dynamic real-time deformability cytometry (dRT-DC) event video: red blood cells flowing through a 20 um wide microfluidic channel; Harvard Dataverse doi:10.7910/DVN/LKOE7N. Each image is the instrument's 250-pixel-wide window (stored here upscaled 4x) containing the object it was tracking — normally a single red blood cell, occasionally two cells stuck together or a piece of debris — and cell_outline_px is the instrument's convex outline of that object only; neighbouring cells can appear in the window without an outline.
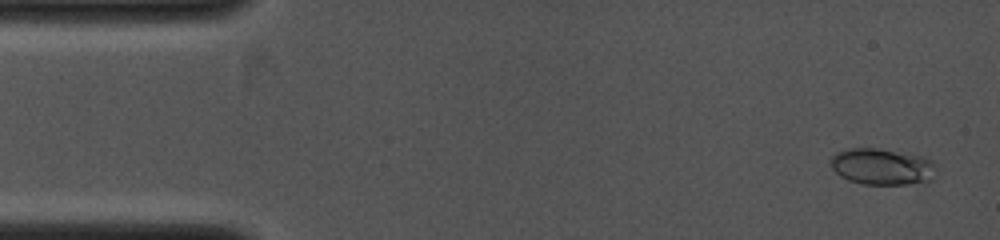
{"species": "common noctule bat (a hibernating species)", "species_latin": "Nyctalus noctula", "temperature_condition": "cold", "stored_images_in_passage": 9, "camera_frame_rate_fps": 4000, "um_per_image_px": 0.085, "animal": {"sex": "female", "body_mass_g": 19.0, "forearm_length_mm": 53.3}, "frame": {"image": 1, "passage_image": 1, "time_ms": 0.0, "image_size_px": [1000, 240], "cell_outline_px": [[936, 168], [932, 180], [908, 184], [864, 184], [848, 180], [840, 176], [832, 168], [828, 160], [836, 152], [848, 148], [880, 148], [924, 156], [932, 160], [936, 164]], "centroid_in_image_um": [74.97, 14.15], "position_along_channel_um": 10.0, "area_um2": 22.72}}
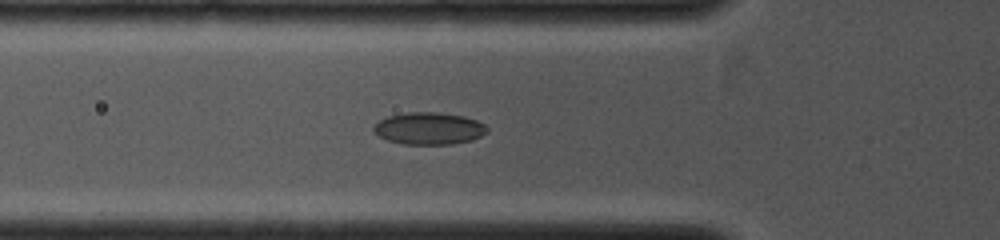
{"frame": {"image": 2, "passage_image": 6, "time_ms": 3.25, "image_size_px": [1000, 240], "cell_outline_px": [[488, 132], [472, 140], [452, 144], [404, 144], [388, 140], [380, 136], [372, 128], [380, 120], [388, 116], [404, 112], [436, 112], [464, 116], [476, 120], [484, 124], [488, 128]], "centroid_in_image_um": [36.49, 10.91], "position_along_channel_um": 89.3, "area_um2": 21.15}}
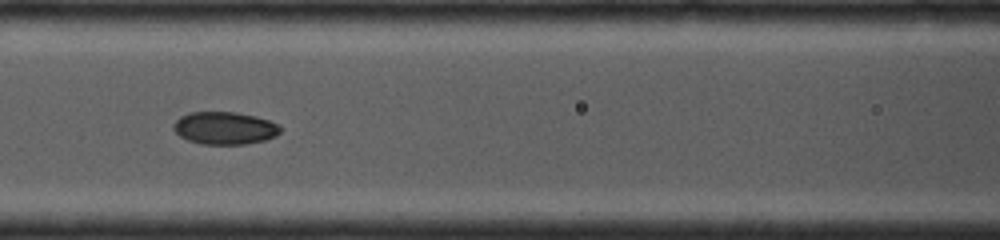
{"frame": {"image": 3, "passage_image": 8, "time_ms": 4.25, "image_size_px": [1000, 240], "cell_outline_px": [[280, 132], [276, 136], [264, 140], [244, 144], [200, 144], [188, 140], [180, 136], [172, 128], [172, 124], [180, 116], [188, 112], [236, 112], [256, 116], [280, 124]], "centroid_in_image_um": [19.08, 10.88], "position_along_channel_um": 147.5, "area_um2": 20.4}}